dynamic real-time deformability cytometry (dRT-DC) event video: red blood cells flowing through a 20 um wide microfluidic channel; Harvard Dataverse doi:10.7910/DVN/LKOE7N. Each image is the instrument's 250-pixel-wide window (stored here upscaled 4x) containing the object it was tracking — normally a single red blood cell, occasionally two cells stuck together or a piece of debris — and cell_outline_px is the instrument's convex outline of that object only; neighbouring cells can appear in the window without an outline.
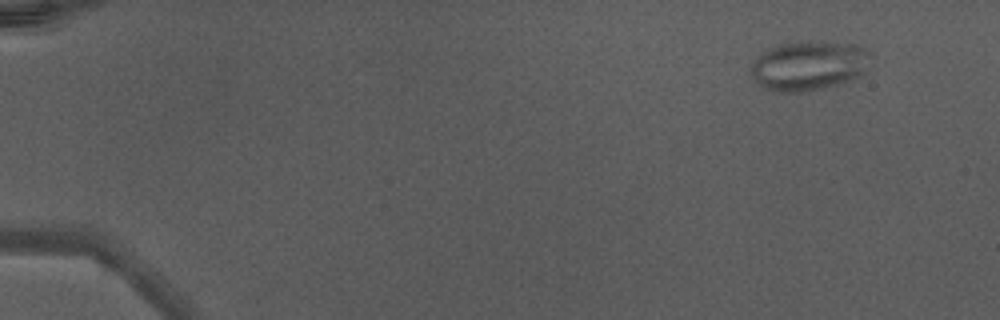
{"species": "Egyptian fruit bat (a non-hibernating species)", "species_latin": "Rousettus aegyptiacus", "temperature_condition": "warm", "stored_images_in_passage": 38, "camera_frame_rate_fps": 3000, "um_per_image_px": 0.085, "animal": {"sex": "male"}, "frame": {"image": 1, "passage_image": 1, "time_ms": 0.0, "image_size_px": [1000, 320], "cell_outline_px": [[868, 68], [860, 76], [840, 84], [800, 92], [776, 92], [764, 88], [752, 76], [752, 64], [768, 48], [776, 44], [808, 40], [860, 44], [868, 48]], "centroid_in_image_um": [68.79, 5.55], "position_along_channel_um": 16.2, "area_um2": 34.74}}
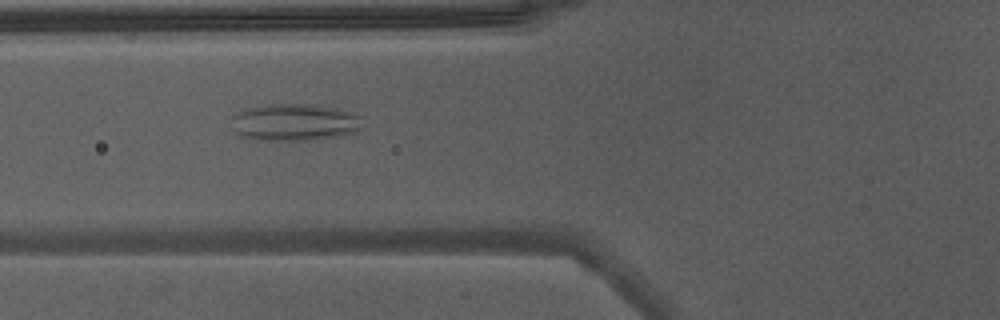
{"frame": {"image": 2, "passage_image": 17, "time_ms": 5.333, "image_size_px": [1000, 320], "cell_outline_px": [[364, 116], [360, 128], [356, 132], [344, 136], [308, 140], [256, 140], [240, 136], [236, 132], [232, 116], [236, 112], [248, 108], [264, 104], [308, 104], [336, 108], [352, 112]], "centroid_in_image_um": [25.09, 10.39], "position_along_channel_um": 100.7, "area_um2": 28.61}}
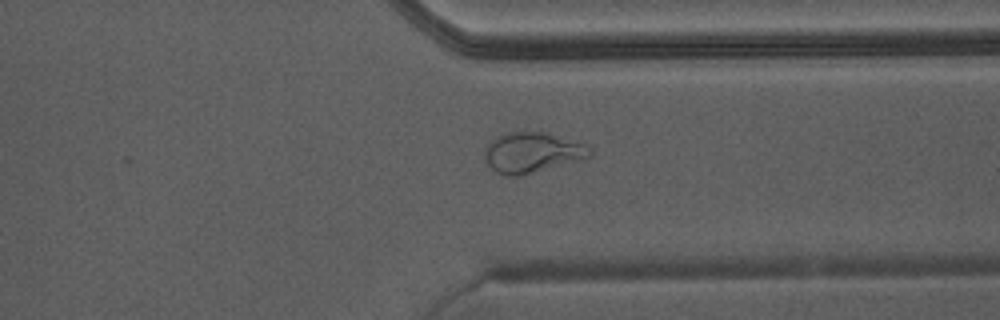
{"frame": {"image": 3, "passage_image": 35, "time_ms": 11.333, "image_size_px": [1000, 320], "cell_outline_px": [[592, 156], [520, 176], [508, 176], [496, 172], [484, 160], [484, 148], [496, 136], [508, 132], [548, 132], [588, 144], [592, 148]], "centroid_in_image_um": [45.24, 12.94], "position_along_channel_um": 366.2, "area_um2": 24.91}, "authors_computed_cell_mechanics": {"area_um2": 25.3742, "velocity_mm_per_s": 4.4196, "shape_relaxation_time_tau1_ms": null, "shape_relaxation_time_tau2_ms": 0.9838, "deformation_change_tau1": null, "deformation_change_tau2": 0.0849}}